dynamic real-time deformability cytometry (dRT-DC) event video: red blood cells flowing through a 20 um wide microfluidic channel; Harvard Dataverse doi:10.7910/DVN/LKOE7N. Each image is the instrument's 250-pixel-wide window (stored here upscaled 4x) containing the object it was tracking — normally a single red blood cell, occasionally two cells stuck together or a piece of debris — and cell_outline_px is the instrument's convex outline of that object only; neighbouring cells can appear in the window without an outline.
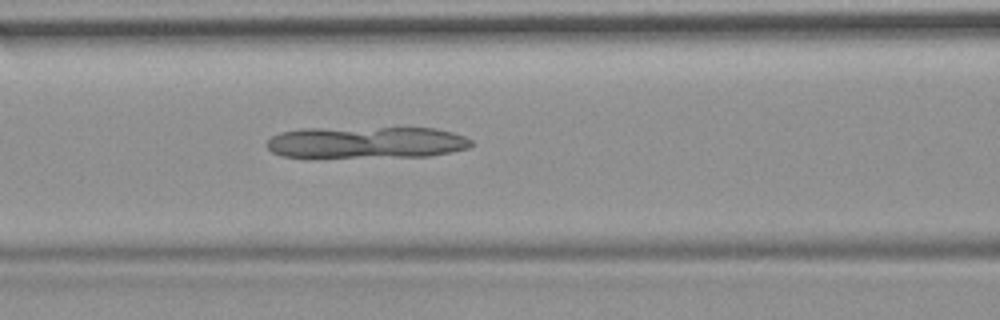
{"species": "common noctule bat (a hibernating species)", "species_latin": "Nyctalus noctula", "temperature_condition": "room temperature", "stored_images_in_passage": 51, "camera_frame_rate_fps": 3000, "um_per_image_px": 0.085, "animal": {"sex": "female", "body_mass_g": 19.9}, "frame": {"image": 1, "passage_image": 20, "time_ms": 6.333, "image_size_px": [1000, 320], "cell_outline_px": [[472, 144], [468, 148], [452, 152], [428, 156], [304, 160], [280, 156], [272, 152], [264, 144], [272, 136], [280, 132], [304, 128], [436, 128], [452, 132], [464, 136], [472, 140]], "centroid_in_image_um": [31.02, 12.16], "position_along_channel_um": 135.6, "area_um2": 39.59}}
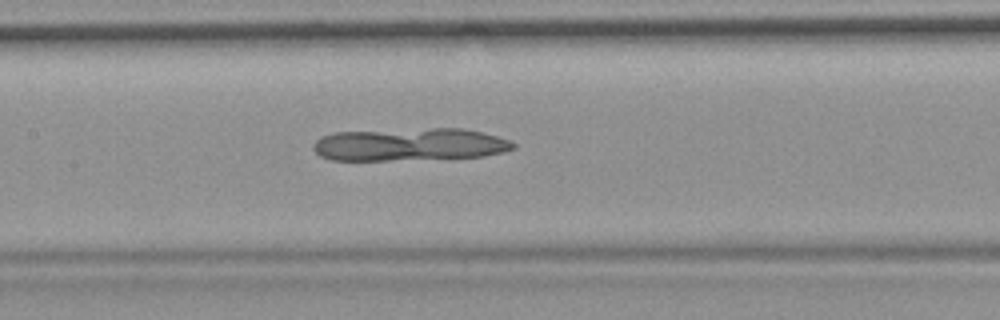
{"frame": {"image": 2, "passage_image": 23, "time_ms": 7.333, "image_size_px": [1000, 320], "cell_outline_px": [[516, 148], [504, 152], [484, 156], [388, 160], [332, 160], [320, 156], [312, 148], [312, 144], [316, 140], [324, 136], [336, 132], [432, 128], [464, 128], [496, 136], [508, 140], [516, 144]], "centroid_in_image_um": [34.82, 12.28], "position_along_channel_um": 172.6, "area_um2": 37.92}}
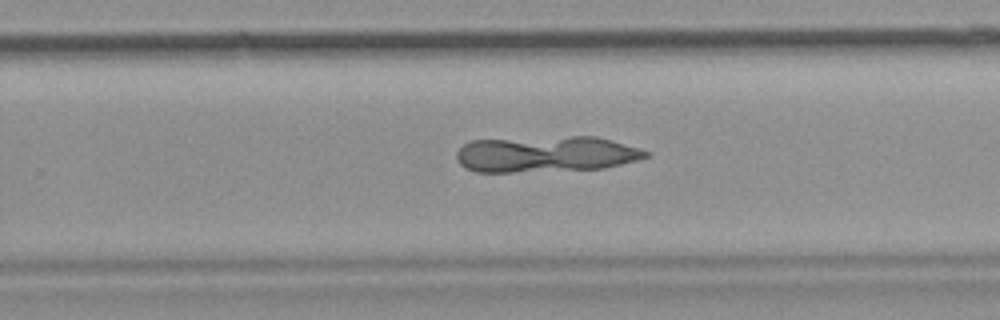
{"frame": {"image": 3, "passage_image": 32, "time_ms": 10.333, "image_size_px": [1000, 320], "cell_outline_px": [[648, 156], [636, 160], [604, 168], [512, 172], [476, 172], [464, 168], [456, 160], [456, 152], [464, 144], [472, 140], [572, 136], [596, 136], [612, 140], [648, 152]], "centroid_in_image_um": [46.33, 13.1], "position_along_channel_um": 283.5, "area_um2": 39.59}}